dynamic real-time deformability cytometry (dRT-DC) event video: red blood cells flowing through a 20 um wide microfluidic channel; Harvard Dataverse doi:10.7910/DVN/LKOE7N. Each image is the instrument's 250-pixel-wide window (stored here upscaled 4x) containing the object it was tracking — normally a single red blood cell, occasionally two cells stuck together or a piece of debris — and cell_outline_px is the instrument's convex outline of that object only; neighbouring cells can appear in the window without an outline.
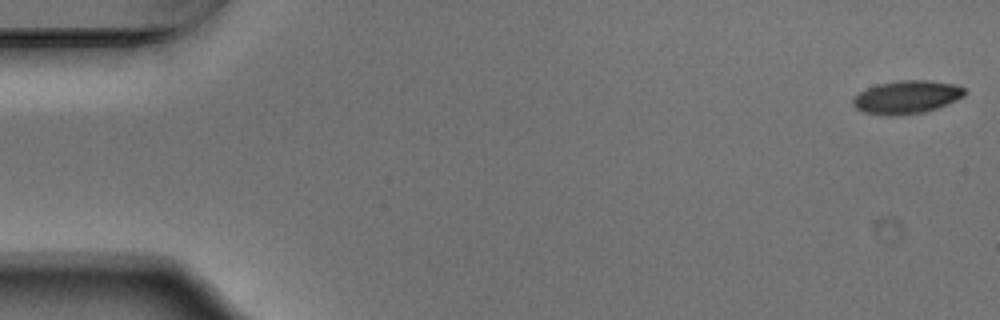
{"species": "Egyptian fruit bat (a non-hibernating species)", "species_latin": "Rousettus aegyptiacus", "temperature_condition": "warm", "stored_images_in_passage": 54, "camera_frame_rate_fps": 3000, "um_per_image_px": 0.085, "animal": {"sex": "male"}, "frame": {"image": 1, "passage_image": 1, "time_ms": 0.0, "image_size_px": [1000, 320], "cell_outline_px": [[968, 92], [964, 96], [956, 100], [936, 108], [924, 112], [900, 116], [888, 116], [864, 112], [856, 108], [852, 104], [852, 100], [860, 92], [868, 88], [880, 84], [900, 80], [928, 80], [956, 84], [964, 88]], "centroid_in_image_um": [77.1, 8.26], "position_along_channel_um": 7.9, "area_um2": 21.56}}
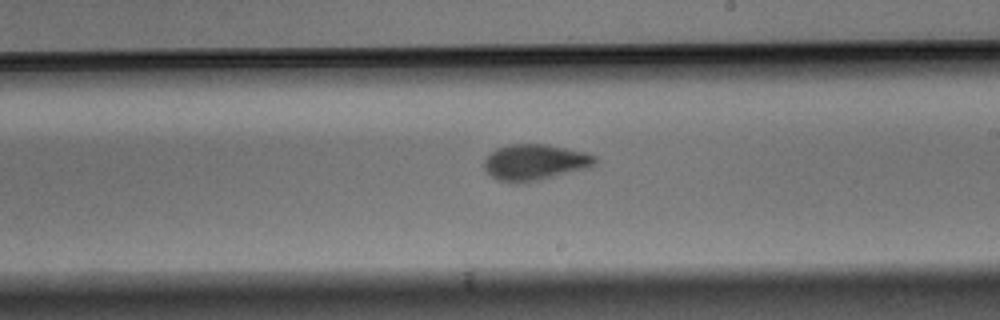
{"frame": {"image": 2, "passage_image": 31, "time_ms": 10.0, "image_size_px": [1000, 320], "cell_outline_px": [[596, 164], [588, 168], [540, 180], [520, 184], [516, 184], [496, 180], [484, 168], [484, 160], [496, 148], [508, 144], [544, 144], [584, 152], [596, 156]], "centroid_in_image_um": [45.45, 13.81], "position_along_channel_um": 243.6, "area_um2": 23.35}}
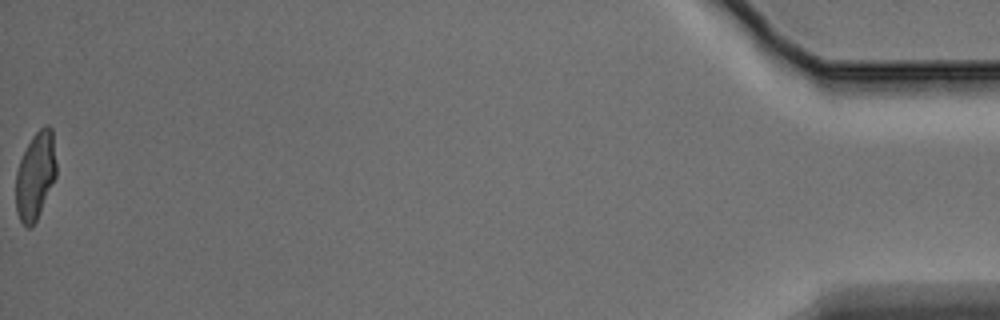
{"frame": {"image": 3, "passage_image": 54, "time_ms": 17.667, "image_size_px": [1000, 320], "cell_outline_px": [[56, 176], [36, 220], [32, 228], [28, 228], [20, 220], [16, 212], [16, 172], [20, 160], [32, 136], [44, 124], [48, 124], [52, 128], [56, 164]], "centroid_in_image_um": [3.01, 14.92], "position_along_channel_um": 432.2, "area_um2": 20.52}, "authors_computed_cell_mechanics": {"area_um2": 22.2819, "velocity_mm_per_s": 3.747, "shape_relaxation_time_tau1_ms": 4.4772, "shape_relaxation_time_tau2_ms": 0.9355, "deformation_change_tau1": 0.1575, "deformation_change_tau2": 0.0592}}